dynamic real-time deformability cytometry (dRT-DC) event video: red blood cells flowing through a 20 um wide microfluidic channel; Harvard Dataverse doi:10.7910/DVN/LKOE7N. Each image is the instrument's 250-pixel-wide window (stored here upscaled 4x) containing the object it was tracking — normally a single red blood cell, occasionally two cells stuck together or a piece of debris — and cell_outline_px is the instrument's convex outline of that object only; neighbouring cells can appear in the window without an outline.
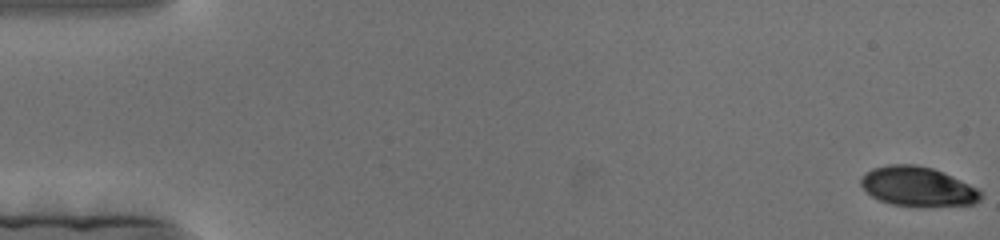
{"species": "human", "species_latin": "Homo sapiens", "temperature_condition": "cold", "stored_images_in_passage": 181, "camera_frame_rate_fps": 3000, "um_per_image_px": 0.085, "donor": {"sex": "female"}, "frame": {"image": 1, "passage_image": 1, "time_ms": 0.0, "image_size_px": [1000, 240], "cell_outline_px": [[980, 200], [972, 204], [892, 204], [880, 200], [872, 196], [860, 184], [860, 180], [864, 172], [872, 168], [888, 164], [916, 164], [932, 168], [952, 176], [976, 188], [980, 192]], "centroid_in_image_um": [77.93, 15.8], "position_along_channel_um": 7.1, "area_um2": 26.65}}
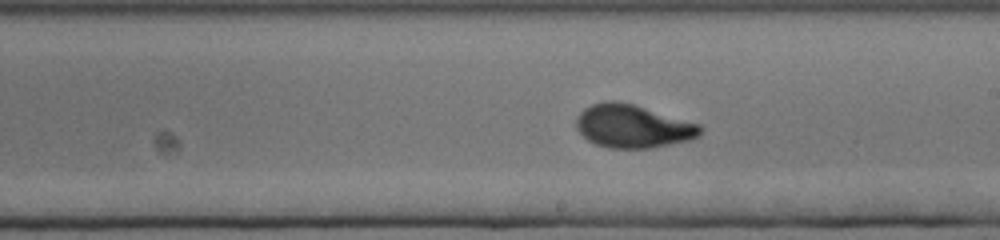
{"frame": {"image": 2, "passage_image": 104, "time_ms": 34.333, "image_size_px": [1000, 240], "cell_outline_px": [[704, 132], [700, 136], [688, 140], [652, 148], [608, 148], [596, 144], [588, 140], [576, 128], [576, 116], [584, 108], [592, 104], [608, 100], [616, 100], [636, 104], [700, 124], [704, 128]], "centroid_in_image_um": [53.81, 10.72], "position_along_channel_um": 235.2, "area_um2": 31.56}}
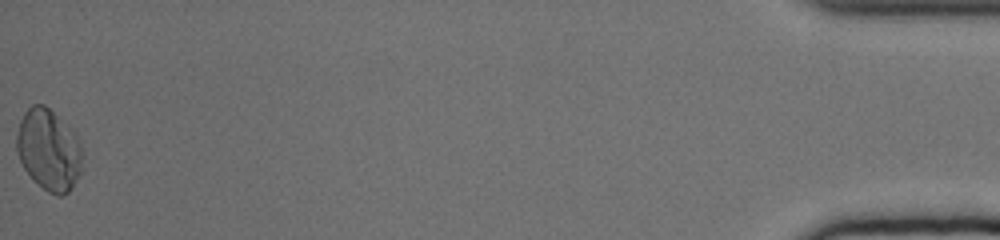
{"frame": {"image": 3, "passage_image": 181, "time_ms": 60.0, "image_size_px": [1000, 240], "cell_outline_px": [[80, 172], [72, 188], [68, 192], [60, 196], [56, 196], [48, 192], [32, 180], [24, 168], [16, 152], [16, 136], [20, 120], [24, 112], [32, 104], [44, 104], [76, 136], [80, 144]], "centroid_in_image_um": [4.09, 12.77], "position_along_channel_um": 431.1, "area_um2": 30.69}}